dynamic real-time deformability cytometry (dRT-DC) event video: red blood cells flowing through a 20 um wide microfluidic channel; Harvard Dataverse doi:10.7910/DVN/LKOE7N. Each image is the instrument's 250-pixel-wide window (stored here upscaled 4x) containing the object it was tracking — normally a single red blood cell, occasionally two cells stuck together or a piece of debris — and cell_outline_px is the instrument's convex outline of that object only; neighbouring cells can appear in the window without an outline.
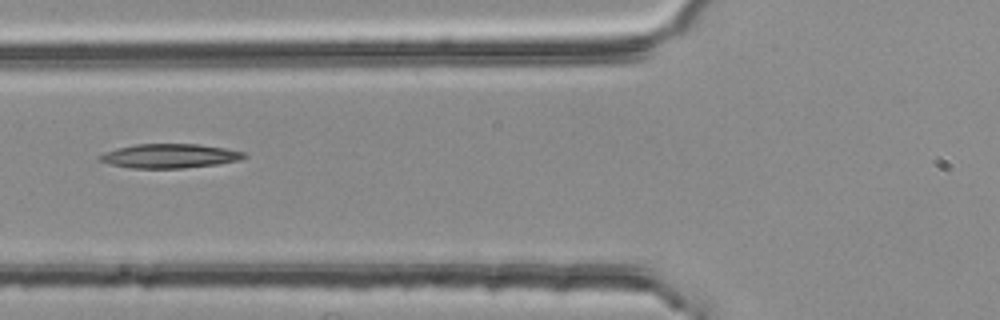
{"species": "common noctule bat (a hibernating species)", "species_latin": "Nyctalus noctula", "temperature_condition": "room temperature", "stored_images_in_passage": 2, "camera_frame_rate_fps": 3000, "um_per_image_px": 0.085, "animal": {"sex": "female", "body_mass_g": 25.1}, "frame": {"image": 1, "passage_image": 2, "time_ms": 0.333, "image_size_px": [1000, 320], "cell_outline_px": [[248, 156], [240, 160], [216, 164], [184, 168], [132, 168], [108, 164], [96, 160], [96, 156], [104, 152], [116, 148], [136, 144], [200, 144], [224, 148], [244, 152]], "centroid_in_image_um": [14.36, 13.25], "position_along_channel_um": 111.4, "area_um2": 20.52}}